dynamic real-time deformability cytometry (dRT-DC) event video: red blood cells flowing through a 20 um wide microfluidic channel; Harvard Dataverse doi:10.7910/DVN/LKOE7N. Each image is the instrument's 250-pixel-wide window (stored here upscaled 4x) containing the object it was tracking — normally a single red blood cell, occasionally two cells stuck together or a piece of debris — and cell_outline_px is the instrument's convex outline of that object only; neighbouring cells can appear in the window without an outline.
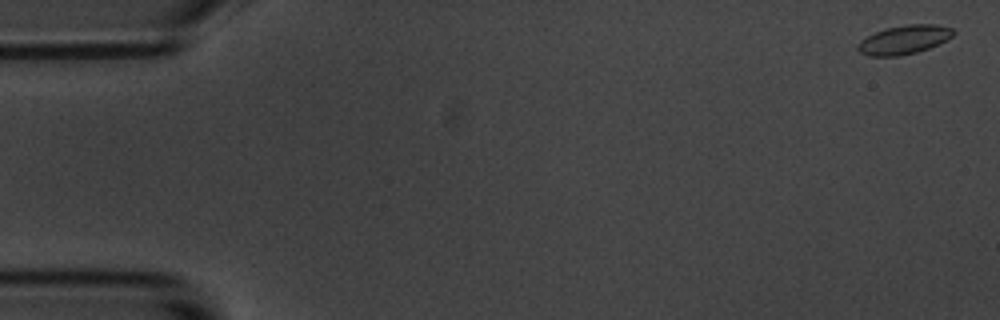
{"species": "common noctule bat (a hibernating species)", "species_latin": "Nyctalus noctula", "temperature_condition": "room temperature", "stored_images_in_passage": 10, "camera_frame_rate_fps": 3000, "um_per_image_px": 0.085, "animal": {"sex": "male", "body_mass_g": 20.1, "forearm_length_mm": 53.5}, "frame": {"image": 1, "passage_image": 1, "time_ms": 0.0, "image_size_px": [1000, 320], "cell_outline_px": [[956, 32], [948, 40], [928, 48], [916, 52], [900, 56], [868, 56], [860, 52], [856, 48], [856, 44], [860, 40], [876, 32], [888, 28], [908, 24], [936, 24], [952, 28]], "centroid_in_image_um": [76.85, 3.38], "position_along_channel_um": 8.1, "area_um2": 16.07}}
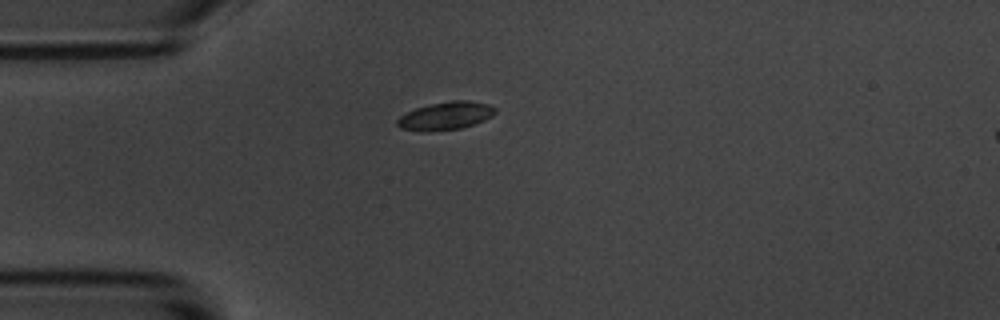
{"frame": {"image": 2, "passage_image": 5, "time_ms": 4.667, "image_size_px": [1000, 320], "cell_outline_px": [[496, 112], [492, 116], [484, 120], [460, 128], [428, 132], [424, 132], [400, 128], [396, 124], [396, 120], [400, 116], [416, 108], [428, 104], [452, 100], [468, 100], [488, 104], [496, 108]], "centroid_in_image_um": [37.86, 9.84], "position_along_channel_um": 47.1, "area_um2": 16.01}}
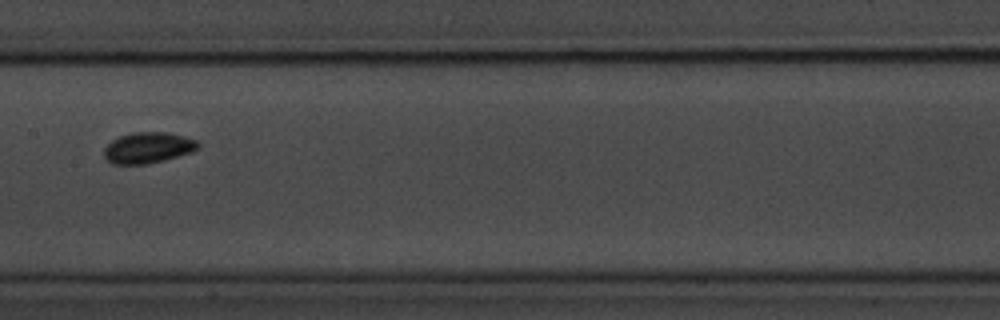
{"frame": {"image": 3, "passage_image": 9, "time_ms": 9.333, "image_size_px": [1000, 320], "cell_outline_px": [[200, 148], [192, 152], [164, 160], [148, 164], [112, 164], [104, 156], [104, 148], [112, 140], [120, 136], [132, 132], [168, 132], [184, 136], [196, 140], [200, 144]], "centroid_in_image_um": [12.6, 12.55], "position_along_channel_um": 194.8, "area_um2": 17.05}}